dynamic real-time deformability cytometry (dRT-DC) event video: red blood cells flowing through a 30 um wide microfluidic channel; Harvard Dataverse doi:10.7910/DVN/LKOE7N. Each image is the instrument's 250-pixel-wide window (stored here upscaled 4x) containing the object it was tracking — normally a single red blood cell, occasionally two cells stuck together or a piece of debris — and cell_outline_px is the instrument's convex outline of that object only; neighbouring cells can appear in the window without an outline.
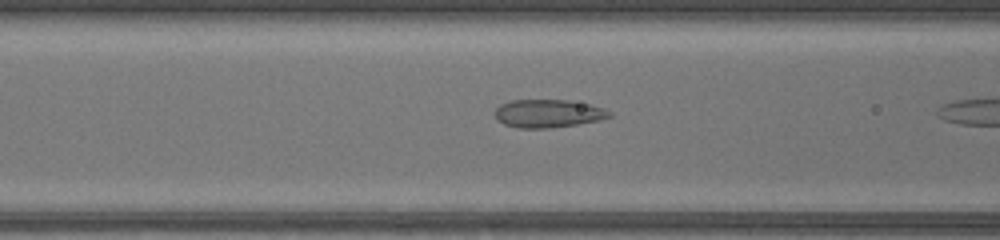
{"species": "common noctule bat (a hibernating species)", "species_latin": "Nyctalus noctula", "temperature_condition": "warm", "stored_images_in_passage": 9, "camera_frame_rate_fps": 3000, "um_per_image_px": 0.085, "animal": {"sex": "female", "body_mass_g": 17.0, "forearm_length_mm": 48.0}, "frame": {"image": 1, "passage_image": 8, "time_ms": 2.333, "image_size_px": [1000, 240], "cell_outline_px": [[612, 116], [600, 120], [576, 124], [548, 128], [520, 128], [504, 124], [496, 120], [496, 108], [500, 104], [512, 100], [568, 100], [588, 104], [612, 112]], "centroid_in_image_um": [46.57, 9.65], "position_along_channel_um": 120.0, "area_um2": 18.55}}